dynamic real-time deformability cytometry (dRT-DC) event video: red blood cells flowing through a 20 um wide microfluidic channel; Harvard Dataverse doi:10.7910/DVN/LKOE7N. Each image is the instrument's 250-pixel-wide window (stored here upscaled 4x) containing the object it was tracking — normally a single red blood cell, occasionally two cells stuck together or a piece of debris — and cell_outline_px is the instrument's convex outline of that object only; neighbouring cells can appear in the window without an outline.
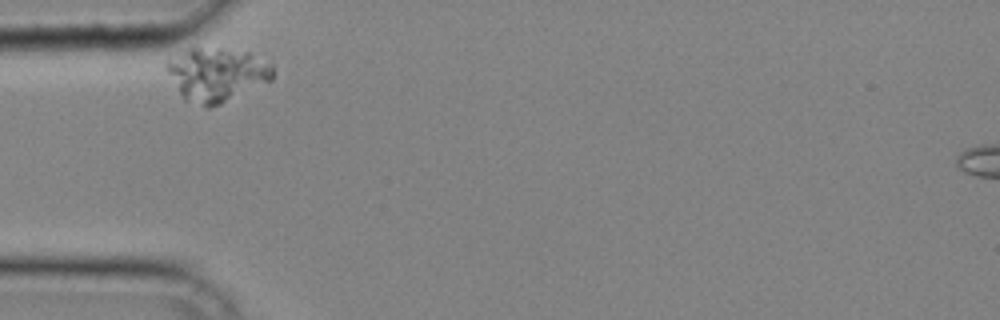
{"species": "common noctule bat (a hibernating species)", "species_latin": "Nyctalus noctula", "temperature_condition": "cold", "stored_images_in_passage": 24, "camera_frame_rate_fps": 3000, "um_per_image_px": 0.085, "animal": {"sex": "male", "body_mass_g": 20.4}, "frame": {"image": 1, "passage_image": 1, "time_ms": 0.0, "image_size_px": [1000, 320], "cell_outline_px": [[272, 80], [220, 104], [208, 108], [184, 100], [180, 96], [164, 68], [168, 60], [188, 48], [220, 48], [252, 52], [272, 64]], "centroid_in_image_um": [18.4, 6.32], "position_along_channel_um": 66.6, "area_um2": 33.41}}
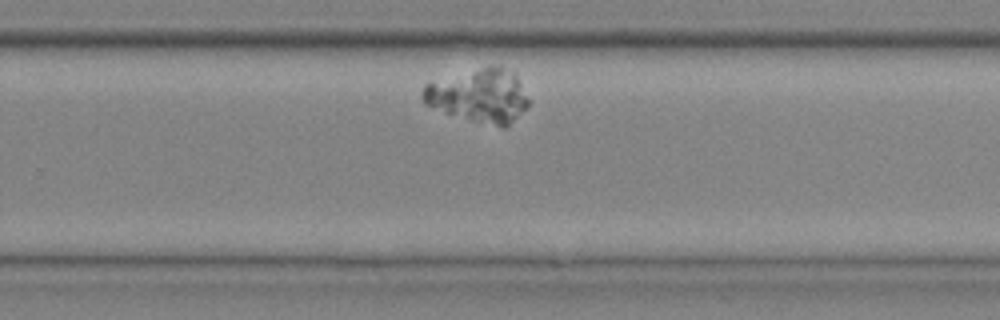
{"frame": {"image": 2, "passage_image": 18, "time_ms": 5.667, "image_size_px": [1000, 320], "cell_outline_px": [[528, 108], [504, 128], [472, 120], [424, 104], [420, 96], [424, 84], [484, 68], [500, 68], [512, 72], [516, 76], [528, 100]], "centroid_in_image_um": [40.72, 8.18], "position_along_channel_um": 289.1, "area_um2": 31.62}}
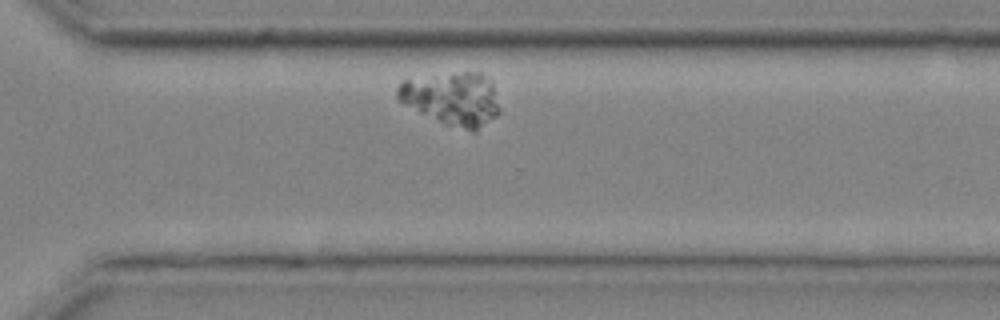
{"frame": {"image": 3, "passage_image": 21, "time_ms": 6.667, "image_size_px": [1000, 320], "cell_outline_px": [[500, 112], [496, 116], [476, 132], [472, 132], [444, 124], [404, 104], [396, 96], [396, 88], [404, 80], [464, 72], [480, 72], [488, 76], [492, 80], [500, 108]], "centroid_in_image_um": [38.5, 8.41], "position_along_channel_um": 332.1, "area_um2": 31.56}}